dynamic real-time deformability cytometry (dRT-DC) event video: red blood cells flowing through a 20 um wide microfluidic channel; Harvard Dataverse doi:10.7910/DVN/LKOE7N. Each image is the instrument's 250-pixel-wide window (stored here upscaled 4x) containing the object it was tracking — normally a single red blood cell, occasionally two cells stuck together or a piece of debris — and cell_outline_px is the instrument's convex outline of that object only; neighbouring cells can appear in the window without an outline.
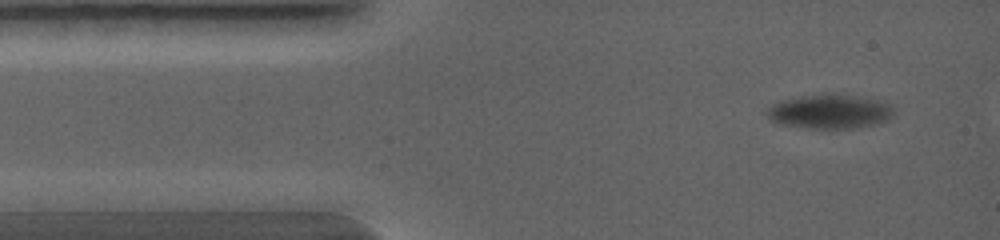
{"species": "common noctule bat (a hibernating species)", "species_latin": "Nyctalus noctula", "temperature_condition": "warm", "stored_images_in_passage": 5, "camera_frame_rate_fps": 5000, "um_per_image_px": 0.085, "animal": {"sex": "female", "body_mass_g": 19.0, "forearm_length_mm": 56.7}, "frame": {"image": 1, "passage_image": 1, "time_ms": 0.0, "image_size_px": [1000, 240], "cell_outline_px": [[892, 116], [888, 120], [856, 128], [808, 128], [776, 124], [764, 112], [772, 104], [780, 100], [800, 96], [824, 92], [860, 96], [892, 104]], "centroid_in_image_um": [70.48, 9.46], "position_along_channel_um": 14.5, "area_um2": 25.66}}
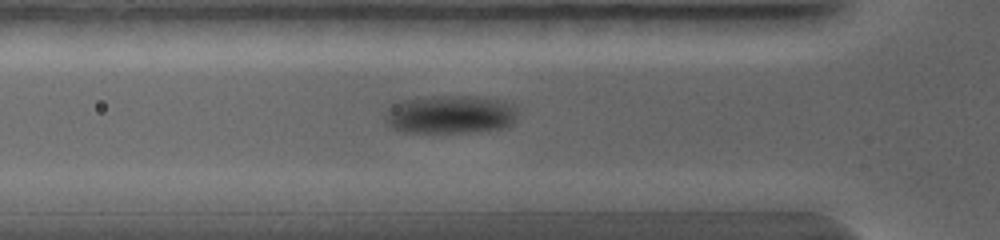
{"frame": {"image": 2, "passage_image": 5, "time_ms": 2.2, "image_size_px": [1000, 240], "cell_outline_px": [[516, 120], [508, 128], [480, 132], [404, 132], [392, 128], [384, 120], [388, 112], [400, 100], [424, 96], [476, 96], [504, 100], [516, 104]], "centroid_in_image_um": [38.37, 9.73], "position_along_channel_um": 87.4, "area_um2": 30.11}}